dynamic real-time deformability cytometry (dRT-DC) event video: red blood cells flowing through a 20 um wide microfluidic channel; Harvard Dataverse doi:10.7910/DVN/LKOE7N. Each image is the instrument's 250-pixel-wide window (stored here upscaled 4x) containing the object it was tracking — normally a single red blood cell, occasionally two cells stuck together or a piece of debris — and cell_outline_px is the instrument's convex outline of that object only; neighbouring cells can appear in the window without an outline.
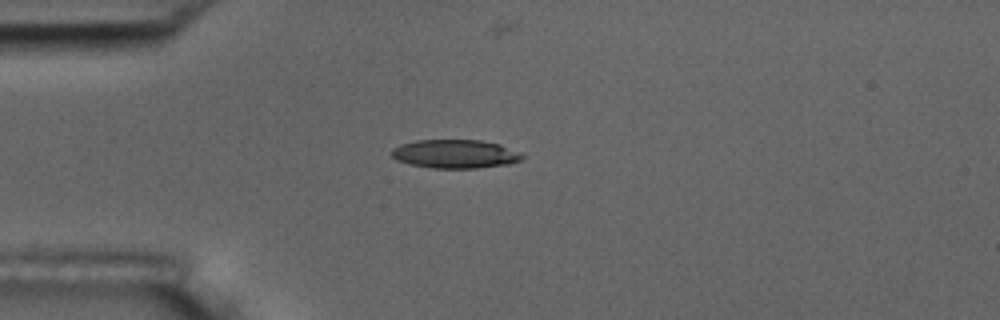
{"species": "common noctule bat (a hibernating species)", "species_latin": "Nyctalus noctula", "temperature_condition": "room temperature", "stored_images_in_passage": 6, "camera_frame_rate_fps": 3000, "um_per_image_px": 0.085, "animal": {"sex": "male", "body_mass_g": 17.5, "forearm_length_mm": 52.3}, "frame": {"image": 1, "passage_image": 4, "time_ms": 1.0, "image_size_px": [1000, 320], "cell_outline_px": [[524, 156], [520, 160], [508, 164], [476, 168], [432, 168], [412, 164], [396, 160], [392, 156], [392, 148], [400, 144], [416, 140], [480, 140], [500, 144], [520, 152]], "centroid_in_image_um": [38.69, 13.08], "position_along_channel_um": 46.3, "area_um2": 21.73}}
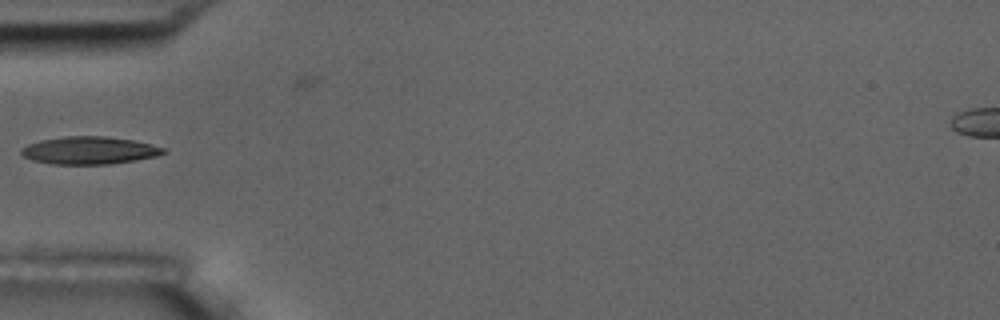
{"frame": {"image": 2, "passage_image": 5, "time_ms": 1.333, "image_size_px": [1000, 320], "cell_outline_px": [[168, 152], [156, 156], [136, 160], [108, 164], [52, 164], [32, 160], [24, 156], [20, 152], [20, 148], [28, 144], [40, 140], [64, 136], [108, 136], [132, 140], [164, 148]], "centroid_in_image_um": [7.56, 12.78], "position_along_channel_um": 77.4, "area_um2": 22.83}}